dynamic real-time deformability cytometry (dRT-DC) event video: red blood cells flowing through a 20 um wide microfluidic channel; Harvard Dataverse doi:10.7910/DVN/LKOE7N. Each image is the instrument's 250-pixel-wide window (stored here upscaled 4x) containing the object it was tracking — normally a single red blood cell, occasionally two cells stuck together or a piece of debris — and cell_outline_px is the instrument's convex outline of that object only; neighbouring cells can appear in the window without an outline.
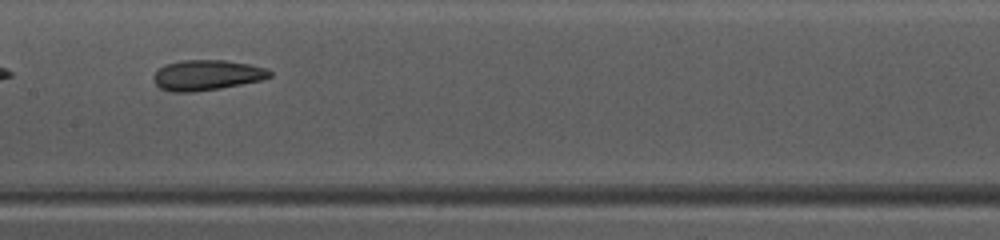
{"species": "common noctule bat (a hibernating species)", "species_latin": "Nyctalus noctula", "temperature_condition": "warm", "stored_images_in_passage": 40, "camera_frame_rate_fps": 3000, "um_per_image_px": 0.085, "animal": {"sex": "female", "body_mass_g": 10.0, "forearm_length_mm": 53.1}, "frame": {"image": 1, "passage_image": 23, "time_ms": 7.333, "image_size_px": [1000, 240], "cell_outline_px": [[272, 76], [260, 80], [220, 88], [192, 92], [172, 92], [160, 88], [156, 84], [152, 76], [164, 64], [180, 60], [224, 60], [248, 64], [268, 68], [272, 72]], "centroid_in_image_um": [17.57, 6.38], "position_along_channel_um": 189.8, "area_um2": 20.52}}
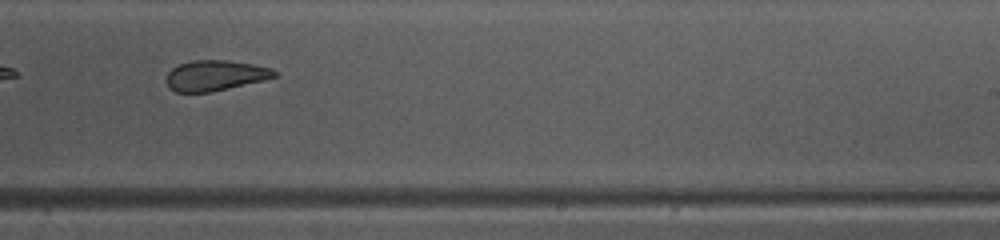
{"frame": {"image": 2, "passage_image": 29, "time_ms": 9.333, "image_size_px": [1000, 240], "cell_outline_px": [[276, 76], [264, 80], [212, 92], [176, 92], [168, 88], [164, 80], [168, 72], [172, 68], [180, 64], [192, 60], [228, 60], [252, 64], [272, 68], [276, 72]], "centroid_in_image_um": [18.25, 6.42], "position_along_channel_um": 270.8, "area_um2": 19.31}, "authors_computed_cell_mechanics": {"area_um2": 21.5594, "velocity_mm_per_s": 4.0655, "shape_relaxation_time_tau1_ms": 7.0361, "shape_relaxation_time_tau2_ms": 2.0898, "deformation_change_tau1": 0.2071, "deformation_change_tau2": 0.0958}}